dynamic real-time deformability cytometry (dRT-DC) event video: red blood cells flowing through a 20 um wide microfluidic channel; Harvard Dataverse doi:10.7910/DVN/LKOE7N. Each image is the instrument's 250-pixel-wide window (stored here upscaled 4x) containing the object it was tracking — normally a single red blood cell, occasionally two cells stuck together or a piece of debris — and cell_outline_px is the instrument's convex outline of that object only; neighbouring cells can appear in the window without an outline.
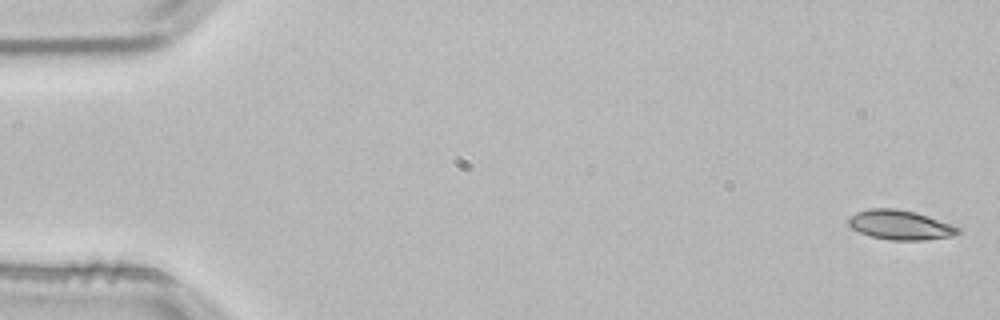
{"species": "common noctule bat (a hibernating species)", "species_latin": "Nyctalus noctula", "temperature_condition": "room temperature", "stored_images_in_passage": 4, "segment_of_instrument_passage": [2, 2], "camera_frame_rate_fps": 3000, "um_per_image_px": 0.085, "animal": {"sex": "male", "body_mass_g": 21.5, "forearm_length_mm": 52.0}, "frame": {"image": 1, "passage_image": 4, "time_ms": 1.0, "image_size_px": [1000, 320], "cell_outline_px": [[960, 232], [952, 236], [924, 240], [888, 240], [872, 236], [860, 232], [852, 228], [848, 224], [848, 220], [856, 212], [868, 208], [896, 208], [928, 216], [952, 224], [960, 228]], "centroid_in_image_um": [76.52, 19.12], "position_along_channel_um": 8.5, "area_um2": 18.73}}